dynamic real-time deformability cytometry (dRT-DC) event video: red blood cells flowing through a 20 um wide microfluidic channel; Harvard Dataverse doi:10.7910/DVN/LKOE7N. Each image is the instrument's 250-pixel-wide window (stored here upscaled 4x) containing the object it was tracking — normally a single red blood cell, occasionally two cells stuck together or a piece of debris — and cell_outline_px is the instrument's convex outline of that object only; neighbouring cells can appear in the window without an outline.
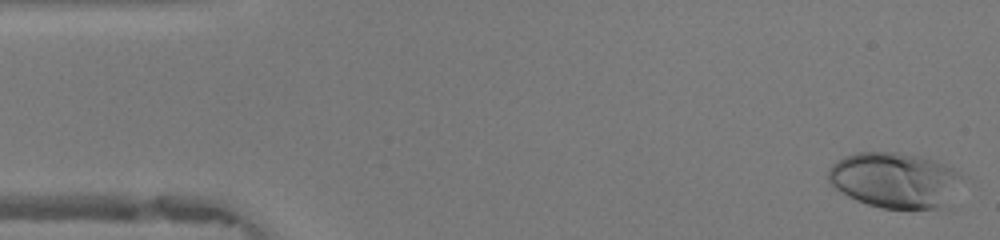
{"species": "human", "species_latin": "Homo sapiens", "temperature_condition": "warm", "stored_images_in_passage": 48, "camera_frame_rate_fps": 3000, "um_per_image_px": 0.085, "donor": {"sex": "female"}, "frame": {"image": 1, "passage_image": 1, "time_ms": 0.0, "image_size_px": [1000, 240], "cell_outline_px": [[960, 176], [940, 204], [936, 208], [880, 208], [856, 200], [840, 192], [828, 180], [828, 168], [836, 160], [844, 156], [856, 152], [900, 152], [932, 160], [944, 164], [960, 172]], "centroid_in_image_um": [75.88, 15.26], "position_along_channel_um": 9.1, "area_um2": 41.91}}
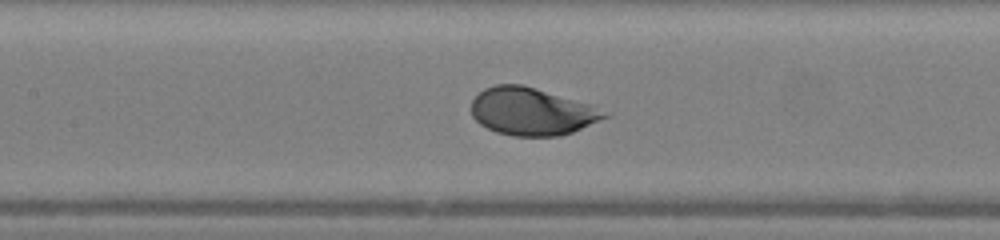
{"frame": {"image": 2, "passage_image": 21, "time_ms": 6.667, "image_size_px": [1000, 240], "cell_outline_px": [[612, 116], [572, 132], [556, 136], [512, 136], [496, 132], [480, 124], [472, 116], [472, 100], [484, 88], [496, 84], [524, 84], [592, 104], [612, 112]], "centroid_in_image_um": [45.27, 9.47], "position_along_channel_um": 162.1, "area_um2": 37.4}}
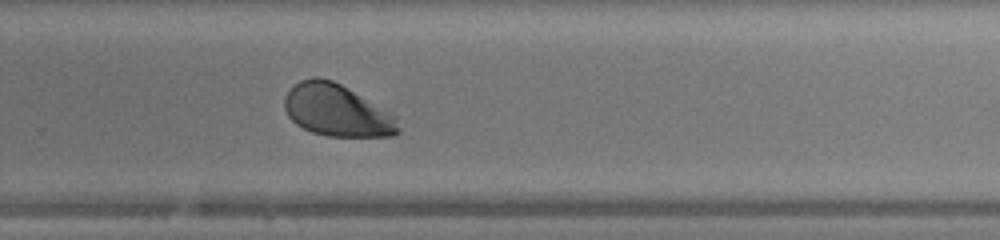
{"frame": {"image": 3, "passage_image": 31, "time_ms": 10.0, "image_size_px": [1000, 240], "cell_outline_px": [[400, 132], [392, 136], [328, 136], [312, 132], [296, 124], [288, 116], [284, 108], [284, 96], [300, 80], [312, 76], [320, 76], [332, 80], [340, 84], [396, 116], [400, 128]], "centroid_in_image_um": [28.61, 9.39], "position_along_channel_um": 301.2, "area_um2": 34.28}, "authors_computed_cell_mechanics": {"area_um2": 38.6393, "velocity_mm_per_s": 4.1948, "shape_relaxation_time_tau1_ms": 1.8012, "shape_relaxation_time_tau2_ms": null, "deformation_change_tau1": 0.1488, "deformation_change_tau2": null}}